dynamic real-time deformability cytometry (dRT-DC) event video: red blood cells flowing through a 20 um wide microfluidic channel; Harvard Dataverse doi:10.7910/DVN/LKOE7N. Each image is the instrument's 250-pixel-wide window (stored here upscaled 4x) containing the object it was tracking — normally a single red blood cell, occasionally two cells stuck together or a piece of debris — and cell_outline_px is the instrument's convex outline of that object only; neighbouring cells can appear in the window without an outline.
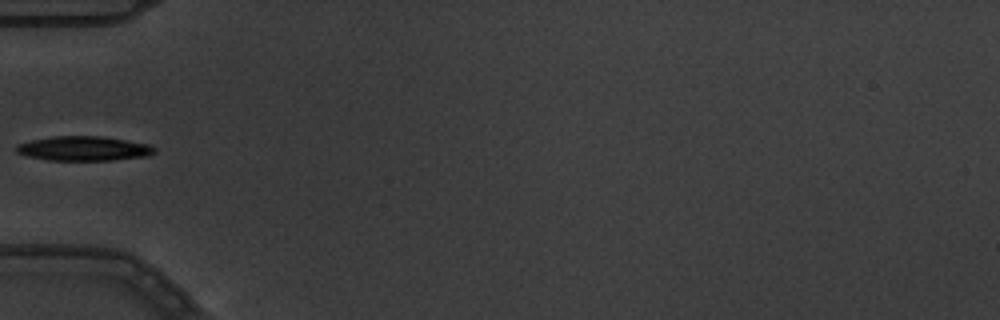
{"species": "common noctule bat (a hibernating species)", "species_latin": "Nyctalus noctula", "temperature_condition": "warm", "stored_images_in_passage": 5, "camera_frame_rate_fps": 3000, "um_per_image_px": 0.085, "animal": {"sex": "male", "body_mass_g": 19.5, "forearm_length_mm": 54.6}, "frame": {"image": 1, "passage_image": 4, "time_ms": 1.0, "image_size_px": [1000, 320], "cell_outline_px": [[156, 152], [148, 156], [112, 160], [48, 160], [28, 156], [16, 152], [12, 148], [16, 144], [32, 140], [52, 136], [100, 136], [148, 144], [156, 148]], "centroid_in_image_um": [7.08, 12.62], "position_along_channel_um": 77.9, "area_um2": 19.77}}